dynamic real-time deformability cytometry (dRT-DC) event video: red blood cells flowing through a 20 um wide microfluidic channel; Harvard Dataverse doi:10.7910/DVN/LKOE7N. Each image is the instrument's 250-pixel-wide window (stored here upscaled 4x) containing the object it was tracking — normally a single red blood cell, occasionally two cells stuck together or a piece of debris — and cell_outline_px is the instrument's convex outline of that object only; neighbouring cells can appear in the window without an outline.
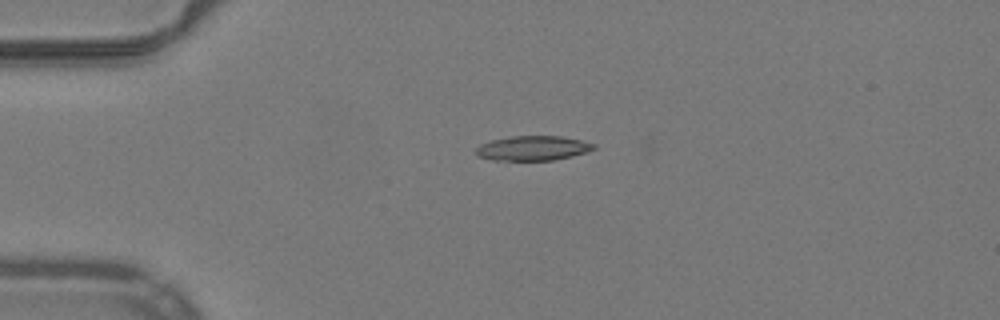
{"species": "common noctule bat (a hibernating species)", "species_latin": "Nyctalus noctula", "temperature_condition": "warm", "stored_images_in_passage": 36, "camera_frame_rate_fps": 3000, "um_per_image_px": 0.085, "animal": {"sex": "male", "body_mass_g": 19.2, "forearm_length_mm": 51.8}, "frame": {"image": 1, "passage_image": 1, "time_ms": 0.0, "image_size_px": [1000, 320], "cell_outline_px": [[596, 148], [588, 152], [572, 156], [552, 160], [492, 160], [476, 156], [476, 148], [480, 144], [492, 140], [508, 136], [560, 136], [580, 140], [596, 144]], "centroid_in_image_um": [45.29, 12.59], "position_along_channel_um": 39.7, "area_um2": 16.99}}
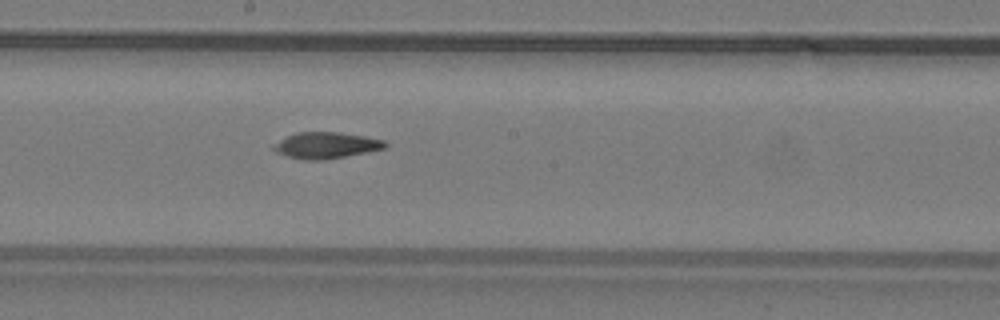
{"frame": {"image": 2, "passage_image": 17, "time_ms": 5.333, "image_size_px": [1000, 320], "cell_outline_px": [[388, 144], [384, 148], [324, 160], [304, 160], [288, 156], [276, 152], [272, 148], [280, 140], [296, 132], [340, 132], [364, 136], [384, 140]], "centroid_in_image_um": [27.71, 12.34], "position_along_channel_um": 220.5, "area_um2": 16.76}}
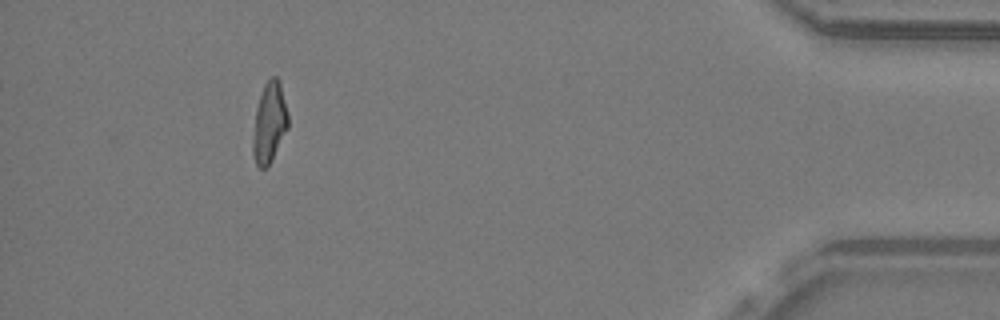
{"frame": {"image": 3, "passage_image": 36, "time_ms": 11.667, "image_size_px": [1000, 320], "cell_outline_px": [[288, 128], [268, 168], [260, 168], [256, 164], [252, 152], [252, 140], [256, 108], [264, 84], [272, 76], [276, 76], [280, 80], [288, 112]], "centroid_in_image_um": [22.9, 10.43], "position_along_channel_um": 412.3, "area_um2": 16.7}, "authors_computed_cell_mechanics": {"area_um2": 17.3978, "velocity_mm_per_s": 3.9905, "shape_relaxation_time_tau1_ms": null, "shape_relaxation_time_tau2_ms": 7.7201, "deformation_change_tau1": null, "deformation_change_tau2": 0.1105}}